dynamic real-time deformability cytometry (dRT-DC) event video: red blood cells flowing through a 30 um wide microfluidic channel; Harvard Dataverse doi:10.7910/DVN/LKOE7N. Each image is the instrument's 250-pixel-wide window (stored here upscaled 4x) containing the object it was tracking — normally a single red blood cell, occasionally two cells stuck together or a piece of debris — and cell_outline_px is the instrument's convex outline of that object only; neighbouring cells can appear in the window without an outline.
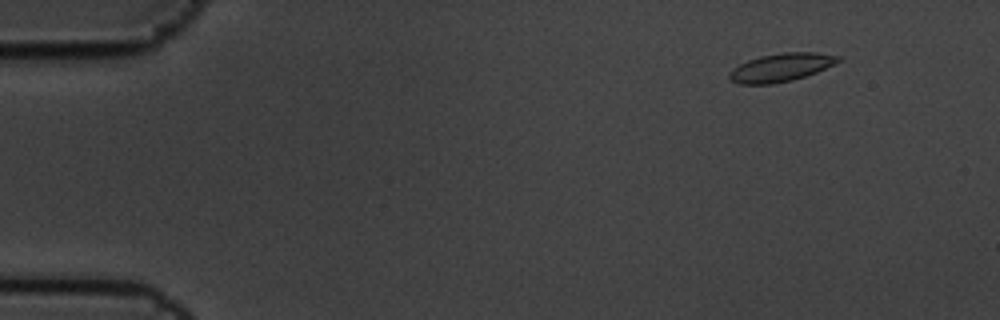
{"species": "common noctule bat (a hibernating species)", "species_latin": "Nyctalus noctula", "temperature_condition": "cold", "stored_images_in_passage": 8, "camera_frame_rate_fps": 3000, "um_per_image_px": 0.085, "animal": {"sex": "male", "body_mass_g": 19.5, "forearm_length_mm": 54.6}, "frame": {"image": 1, "passage_image": 2, "time_ms": 0.333, "image_size_px": [1000, 320], "cell_outline_px": [[840, 60], [816, 72], [792, 80], [772, 84], [740, 84], [732, 80], [728, 76], [728, 72], [740, 64], [748, 60], [760, 56], [784, 52], [816, 52], [840, 56]], "centroid_in_image_um": [66.35, 5.73], "position_along_channel_um": 18.6, "area_um2": 17.63}}
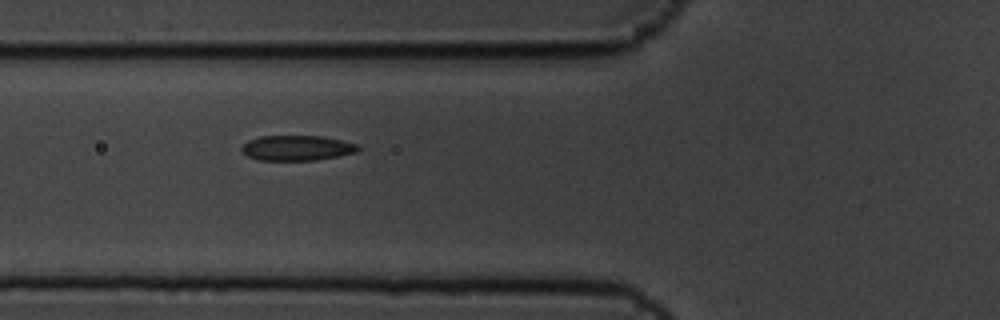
{"frame": {"image": 2, "passage_image": 6, "time_ms": 1.667, "image_size_px": [1000, 320], "cell_outline_px": [[360, 148], [356, 152], [316, 160], [260, 160], [248, 156], [240, 152], [240, 148], [248, 140], [260, 136], [324, 136], [360, 144]], "centroid_in_image_um": [25.23, 12.57], "position_along_channel_um": 100.6, "area_um2": 17.17}}
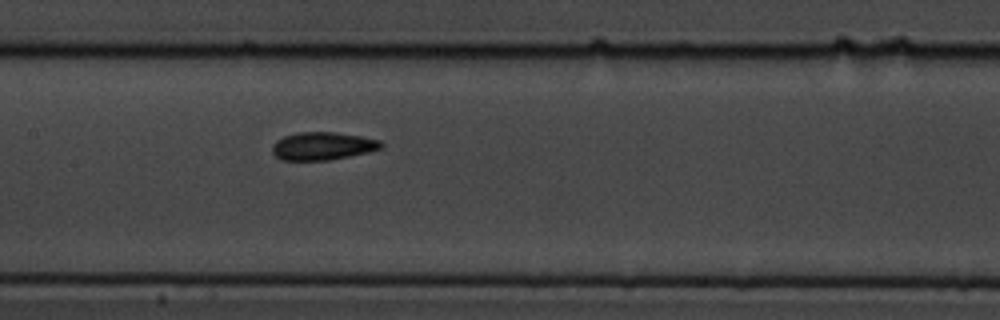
{"frame": {"image": 3, "passage_image": 8, "time_ms": 2.333, "image_size_px": [1000, 320], "cell_outline_px": [[384, 148], [368, 152], [328, 160], [280, 160], [272, 152], [272, 144], [276, 140], [284, 136], [296, 132], [336, 132], [360, 136], [380, 140], [384, 144]], "centroid_in_image_um": [27.42, 12.4], "position_along_channel_um": 180.0, "area_um2": 17.8}}